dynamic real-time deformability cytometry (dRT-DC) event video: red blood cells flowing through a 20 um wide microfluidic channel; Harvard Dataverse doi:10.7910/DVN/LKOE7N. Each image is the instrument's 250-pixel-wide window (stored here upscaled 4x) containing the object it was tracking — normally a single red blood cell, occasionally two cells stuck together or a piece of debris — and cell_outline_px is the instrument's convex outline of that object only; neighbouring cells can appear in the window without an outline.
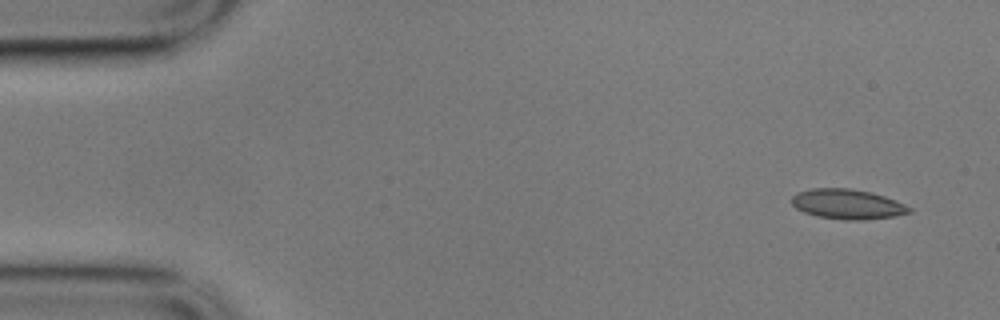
{"species": "common noctule bat (a hibernating species)", "species_latin": "Nyctalus noctula", "temperature_condition": "cold", "stored_images_in_passage": 53, "camera_frame_rate_fps": 3000, "um_per_image_px": 0.085, "animal": {"sex": "male", "body_mass_g": 17.9}, "frame": {"image": 1, "passage_image": 1, "time_ms": 0.0, "image_size_px": [1000, 320], "cell_outline_px": [[912, 212], [896, 216], [864, 220], [844, 220], [816, 216], [804, 212], [796, 208], [792, 204], [792, 196], [796, 192], [812, 188], [852, 188], [872, 192], [896, 200], [912, 208]], "centroid_in_image_um": [72.04, 17.35], "position_along_channel_um": 13.0, "area_um2": 20.75}}
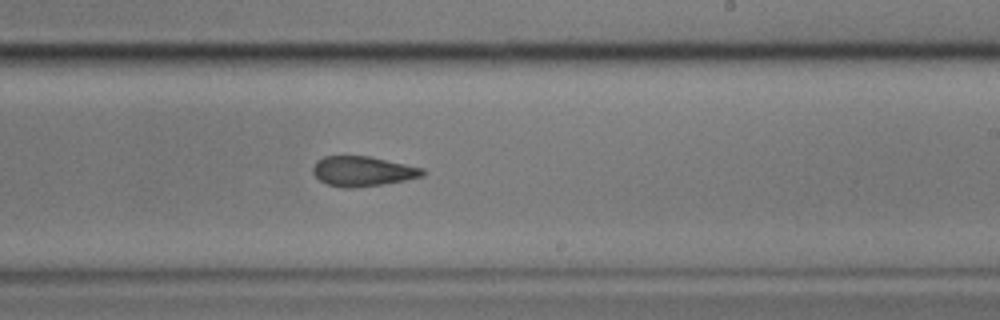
{"frame": {"image": 2, "passage_image": 31, "time_ms": 10.0, "image_size_px": [1000, 320], "cell_outline_px": [[428, 172], [424, 176], [384, 184], [352, 188], [344, 188], [328, 184], [320, 180], [312, 172], [312, 168], [316, 160], [324, 156], [368, 156], [424, 168]], "centroid_in_image_um": [30.84, 14.55], "position_along_channel_um": 258.2, "area_um2": 19.19}}
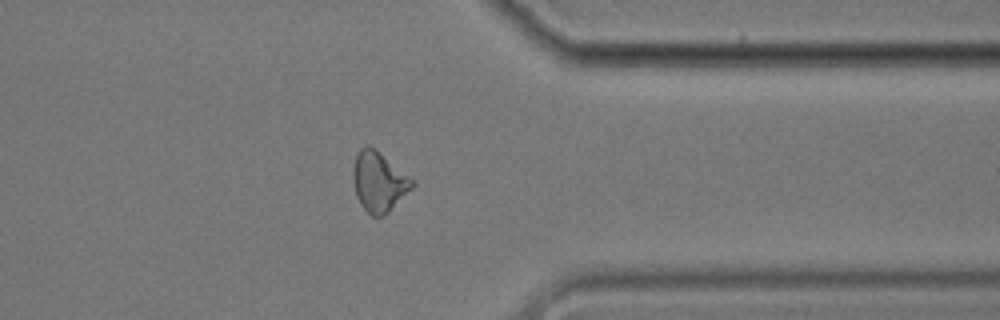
{"frame": {"image": 3, "passage_image": 42, "time_ms": 13.667, "image_size_px": [1000, 320], "cell_outline_px": [[416, 184], [384, 216], [372, 216], [360, 204], [356, 196], [352, 180], [352, 172], [356, 156], [360, 148], [364, 144], [368, 144], [416, 180]], "centroid_in_image_um": [32.2, 15.44], "position_along_channel_um": 379.2, "area_um2": 20.69}, "authors_computed_cell_mechanics": {"area_um2": 19.8832, "velocity_mm_per_s": 3.5227, "shape_relaxation_time_tau1_ms": 3.6416, "shape_relaxation_time_tau2_ms": 2.3645, "deformation_change_tau1": 0.1307, "deformation_change_tau2": 0.1011}}